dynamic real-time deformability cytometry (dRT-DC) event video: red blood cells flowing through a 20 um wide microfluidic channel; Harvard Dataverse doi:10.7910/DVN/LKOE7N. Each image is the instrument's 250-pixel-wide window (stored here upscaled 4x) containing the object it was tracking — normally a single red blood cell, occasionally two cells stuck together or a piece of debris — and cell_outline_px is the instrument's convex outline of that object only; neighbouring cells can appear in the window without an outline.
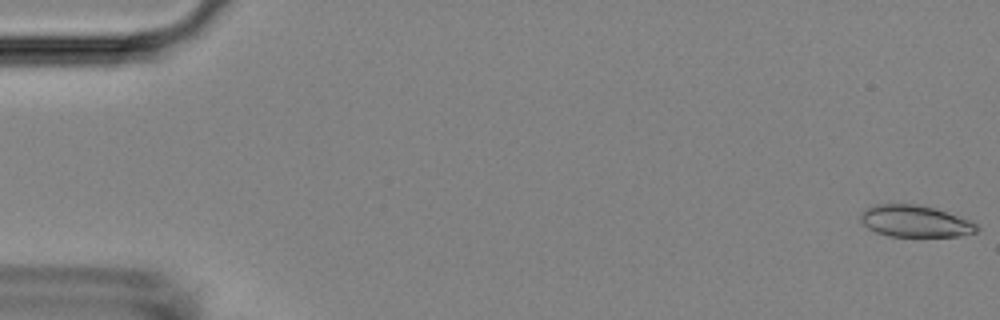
{"species": "Egyptian fruit bat (a non-hibernating species)", "species_latin": "Rousettus aegyptiacus", "temperature_condition": "room temperature", "stored_images_in_passage": 54, "camera_frame_rate_fps": 3000, "um_per_image_px": 0.085, "animal": {"sex": "female"}, "frame": {"image": 1, "passage_image": 1, "time_ms": 0.0, "image_size_px": [1000, 320], "cell_outline_px": [[980, 228], [976, 232], [956, 236], [888, 236], [876, 232], [868, 228], [860, 220], [860, 212], [864, 208], [876, 204], [916, 204], [936, 208], [968, 220], [976, 224]], "centroid_in_image_um": [77.73, 18.79], "position_along_channel_um": 7.3, "area_um2": 21.44}}
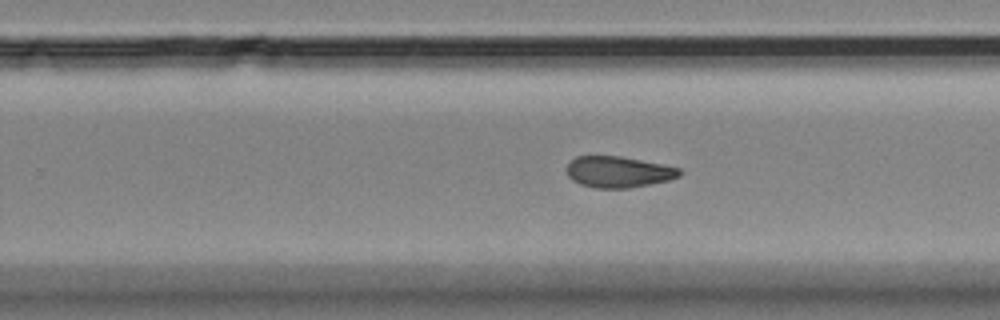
{"frame": {"image": 2, "passage_image": 34, "time_ms": 11.0, "image_size_px": [1000, 320], "cell_outline_px": [[680, 176], [668, 180], [628, 188], [596, 188], [580, 184], [572, 180], [568, 176], [568, 164], [576, 156], [620, 156], [664, 164], [680, 168]], "centroid_in_image_um": [52.56, 14.61], "position_along_channel_um": 277.2, "area_um2": 20.35}}
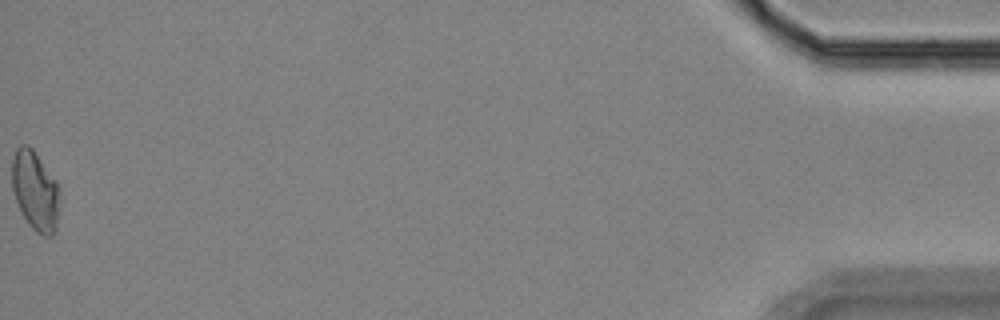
{"frame": {"image": 3, "passage_image": 54, "time_ms": 17.667, "image_size_px": [1000, 320], "cell_outline_px": [[60, 200], [56, 228], [52, 236], [44, 236], [36, 232], [28, 224], [16, 200], [12, 188], [12, 160], [16, 148], [20, 144], [28, 144], [32, 148], [56, 180], [60, 188]], "centroid_in_image_um": [3.01, 16.21], "position_along_channel_um": 432.2, "area_um2": 22.25}, "authors_computed_cell_mechanics": {"area_um2": 21.4438, "velocity_mm_per_s": 3.7513, "shape_relaxation_time_tau1_ms": null, "shape_relaxation_time_tau2_ms": 5.1962, "deformation_change_tau1": null, "deformation_change_tau2": 0.1075}}